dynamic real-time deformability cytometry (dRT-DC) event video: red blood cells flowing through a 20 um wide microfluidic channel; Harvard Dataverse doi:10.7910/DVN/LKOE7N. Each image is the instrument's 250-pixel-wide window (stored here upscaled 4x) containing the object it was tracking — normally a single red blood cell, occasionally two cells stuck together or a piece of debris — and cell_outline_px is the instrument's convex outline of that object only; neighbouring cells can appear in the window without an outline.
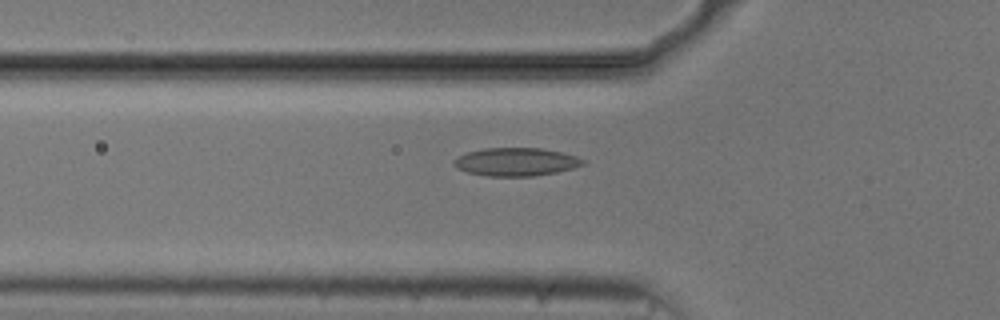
{"species": "common noctule bat (a hibernating species)", "species_latin": "Nyctalus noctula", "temperature_condition": "cold", "stored_images_in_passage": 35, "camera_frame_rate_fps": 3000, "um_per_image_px": 0.085, "animal": {"sex": "male", "body_mass_g": 20.5, "forearm_length_mm": 52.5}, "frame": {"image": 1, "passage_image": 2, "time_ms": 0.333, "image_size_px": [1000, 320], "cell_outline_px": [[584, 164], [572, 168], [556, 172], [532, 176], [488, 176], [468, 172], [456, 168], [452, 164], [452, 160], [468, 152], [484, 148], [540, 148], [560, 152], [576, 156], [584, 160]], "centroid_in_image_um": [43.82, 13.76], "position_along_channel_um": 82.0, "area_um2": 20.98}}
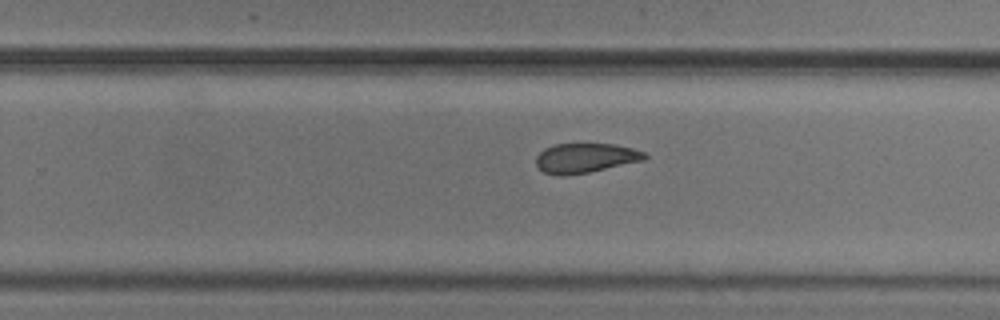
{"frame": {"image": 2, "passage_image": 18, "time_ms": 5.667, "image_size_px": [1000, 320], "cell_outline_px": [[648, 156], [644, 160], [588, 172], [560, 176], [544, 172], [536, 164], [536, 156], [544, 148], [556, 144], [612, 144], [632, 148], [644, 152]], "centroid_in_image_um": [49.74, 13.42], "position_along_channel_um": 280.1, "area_um2": 18.5}}
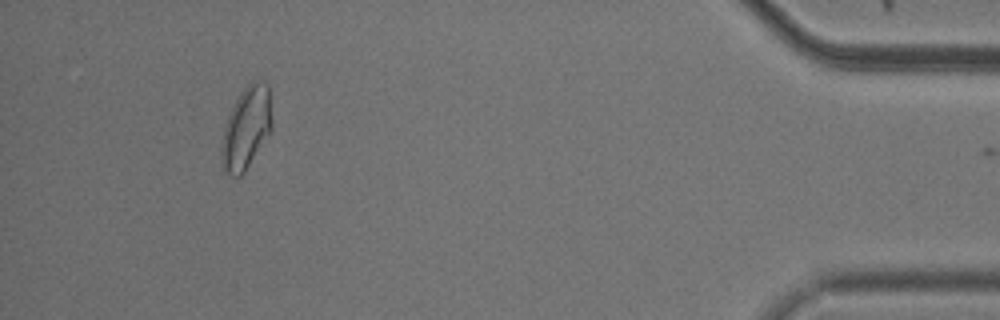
{"frame": {"image": 3, "passage_image": 34, "time_ms": 11.0, "image_size_px": [1000, 320], "cell_outline_px": [[272, 132], [244, 172], [240, 176], [232, 176], [224, 168], [220, 156], [220, 148], [224, 128], [228, 116], [240, 92], [252, 80], [264, 80], [268, 84], [272, 124]], "centroid_in_image_um": [20.95, 10.86], "position_along_channel_um": 414.2, "area_um2": 24.28}}